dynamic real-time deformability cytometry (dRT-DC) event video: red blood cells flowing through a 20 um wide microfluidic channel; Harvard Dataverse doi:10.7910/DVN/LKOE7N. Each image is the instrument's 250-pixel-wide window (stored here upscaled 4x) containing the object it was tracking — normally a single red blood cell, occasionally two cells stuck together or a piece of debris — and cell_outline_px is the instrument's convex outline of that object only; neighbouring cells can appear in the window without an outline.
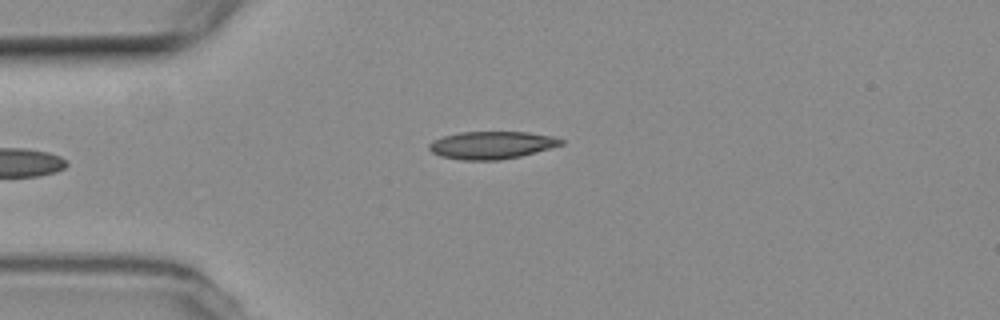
{"species": "common noctule bat (a hibernating species)", "species_latin": "Nyctalus noctula", "temperature_condition": "room temperature", "stored_images_in_passage": 6, "camera_frame_rate_fps": 3000, "um_per_image_px": 0.085, "animal": {"sex": "female", "body_mass_g": 19.3, "forearm_length_mm": 54.1}, "frame": {"image": 1, "passage_image": 6, "time_ms": 6.0, "image_size_px": [1000, 320], "cell_outline_px": [[564, 144], [520, 156], [500, 160], [460, 160], [440, 156], [432, 152], [428, 148], [428, 144], [432, 140], [444, 136], [460, 132], [528, 132], [552, 136], [564, 140]], "centroid_in_image_um": [41.76, 12.33], "position_along_channel_um": 43.2, "area_um2": 21.21}}